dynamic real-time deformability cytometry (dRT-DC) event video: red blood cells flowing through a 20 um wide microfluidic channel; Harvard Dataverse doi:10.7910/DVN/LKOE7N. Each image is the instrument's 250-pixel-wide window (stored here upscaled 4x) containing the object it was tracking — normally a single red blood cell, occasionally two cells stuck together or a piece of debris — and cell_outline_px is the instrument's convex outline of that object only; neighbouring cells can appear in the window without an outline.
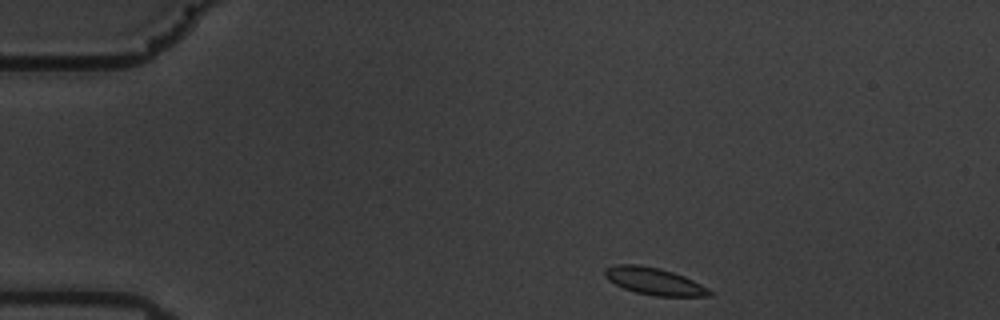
{"species": "common noctule bat (a hibernating species)", "species_latin": "Nyctalus noctula", "temperature_condition": "warm", "stored_images_in_passage": 49, "camera_frame_rate_fps": 3000, "um_per_image_px": 0.085, "animal": {"sex": "male", "body_mass_g": 19.5, "forearm_length_mm": 54.6}, "frame": {"image": 1, "passage_image": 1, "time_ms": 0.0, "image_size_px": [1000, 320], "cell_outline_px": [[712, 296], [656, 296], [636, 292], [624, 288], [608, 280], [604, 276], [604, 268], [616, 264], [636, 264], [660, 268], [684, 276], [708, 288], [712, 292]], "centroid_in_image_um": [55.58, 23.9], "position_along_channel_um": 29.4, "area_um2": 16.47}}
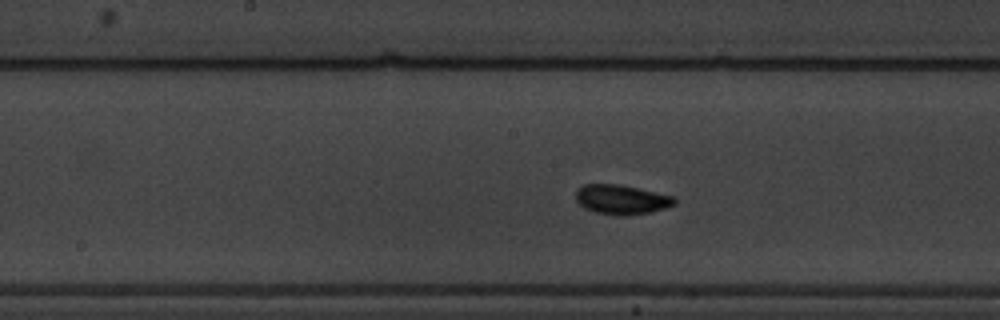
{"frame": {"image": 2, "passage_image": 21, "time_ms": 6.667, "image_size_px": [1000, 320], "cell_outline_px": [[676, 204], [652, 212], [624, 216], [616, 216], [596, 212], [584, 208], [576, 200], [576, 188], [584, 184], [620, 184], [676, 196]], "centroid_in_image_um": [52.84, 16.96], "position_along_channel_um": 195.4, "area_um2": 17.28}}
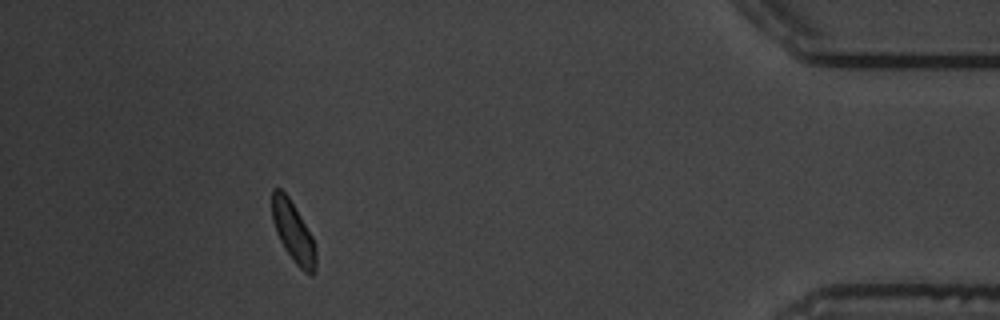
{"frame": {"image": 3, "passage_image": 44, "time_ms": 14.333, "image_size_px": [1000, 320], "cell_outline_px": [[316, 272], [312, 276], [304, 272], [292, 260], [284, 248], [276, 232], [272, 220], [272, 188], [280, 188], [288, 196], [312, 236], [316, 248]], "centroid_in_image_um": [24.93, 19.76], "position_along_channel_um": 410.3, "area_um2": 15.49}, "authors_computed_cell_mechanics": {"area_um2": 16.0106, "velocity_mm_per_s": 3.4788, "shape_relaxation_time_tau1_ms": null, "shape_relaxation_time_tau2_ms": 1.1857, "deformation_change_tau1": null, "deformation_change_tau2": 0.0432}}